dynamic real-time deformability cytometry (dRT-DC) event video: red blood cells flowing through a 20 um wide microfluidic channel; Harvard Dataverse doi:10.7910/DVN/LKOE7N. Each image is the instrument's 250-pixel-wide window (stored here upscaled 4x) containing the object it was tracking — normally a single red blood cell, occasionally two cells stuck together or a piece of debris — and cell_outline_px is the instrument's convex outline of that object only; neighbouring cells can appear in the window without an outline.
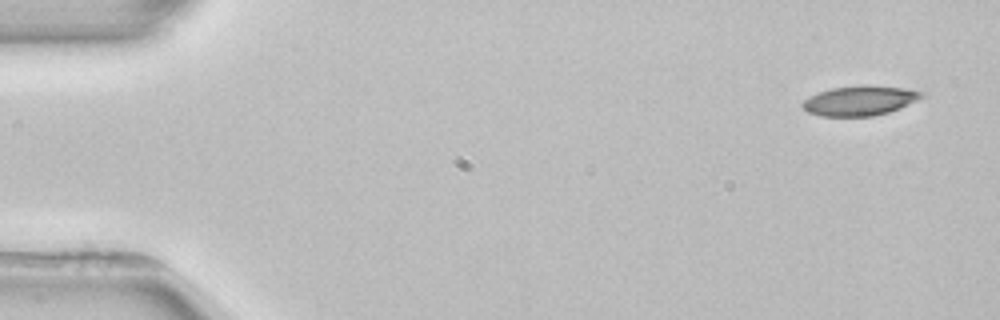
{"species": "common noctule bat (a hibernating species)", "species_latin": "Nyctalus noctula", "temperature_condition": "room temperature", "stored_images_in_passage": 5, "camera_frame_rate_fps": 3000, "um_per_image_px": 0.085, "animal": {"sex": "female", "body_mass_g": 22.7, "forearm_length_mm": 54.2}, "frame": {"image": 1, "passage_image": 1, "time_ms": 0.0, "image_size_px": [1000, 320], "cell_outline_px": [[924, 96], [900, 108], [888, 112], [872, 116], [820, 116], [808, 112], [800, 104], [804, 100], [820, 92], [832, 88], [904, 88], [924, 92]], "centroid_in_image_um": [73.06, 8.61], "position_along_channel_um": 11.9, "area_um2": 19.48}}
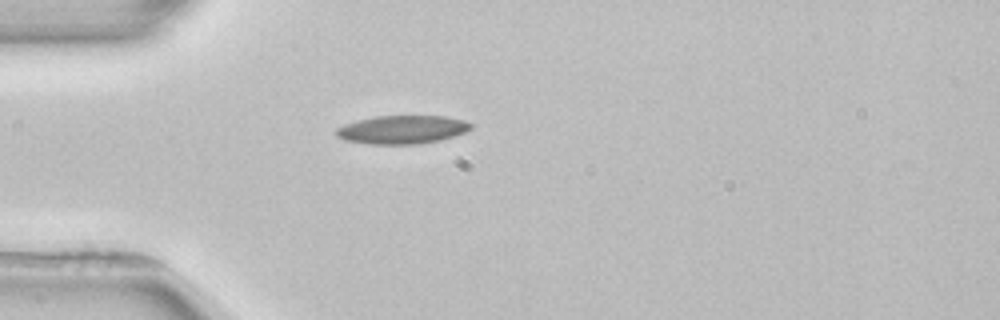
{"frame": {"image": 2, "passage_image": 4, "time_ms": 4.0, "image_size_px": [1000, 320], "cell_outline_px": [[472, 128], [464, 132], [440, 140], [420, 144], [368, 144], [344, 140], [336, 136], [332, 132], [336, 128], [344, 124], [356, 120], [376, 116], [444, 116], [464, 120], [472, 124]], "centroid_in_image_um": [34.12, 11.02], "position_along_channel_um": 50.9, "area_um2": 22.43}}